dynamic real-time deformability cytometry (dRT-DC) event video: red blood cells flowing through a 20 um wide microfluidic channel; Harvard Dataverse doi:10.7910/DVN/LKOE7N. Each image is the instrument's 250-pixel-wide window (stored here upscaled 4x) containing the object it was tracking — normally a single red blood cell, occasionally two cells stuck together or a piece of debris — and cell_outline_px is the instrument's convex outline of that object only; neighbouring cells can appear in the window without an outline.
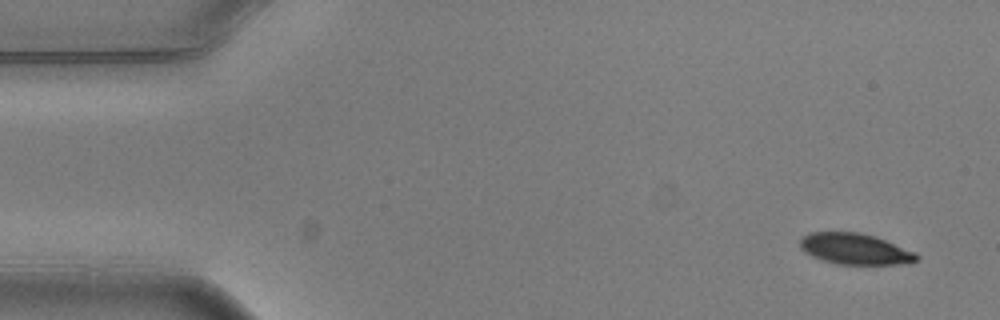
{"species": "common noctule bat (a hibernating species)", "species_latin": "Nyctalus noctula", "temperature_condition": "warm", "stored_images_in_passage": 4, "camera_frame_rate_fps": 3000, "um_per_image_px": 0.085, "animal": {"sex": "male", "body_mass_g": 20.5, "forearm_length_mm": 52.5}, "frame": {"image": 1, "passage_image": 1, "time_ms": 0.0, "image_size_px": [1000, 320], "cell_outline_px": [[920, 256], [916, 260], [900, 264], [840, 264], [824, 260], [812, 256], [804, 252], [800, 248], [800, 240], [808, 232], [860, 232], [876, 236], [916, 252]], "centroid_in_image_um": [72.68, 21.14], "position_along_channel_um": 12.3, "area_um2": 21.04}}
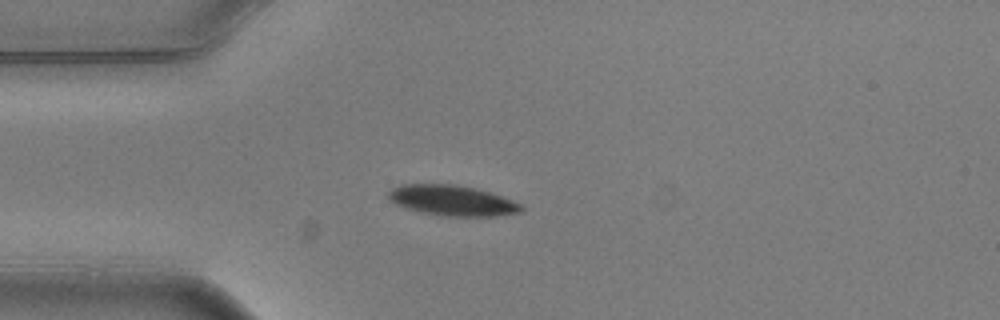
{"frame": {"image": 2, "passage_image": 4, "time_ms": 1.0, "image_size_px": [1000, 320], "cell_outline_px": [[524, 208], [520, 212], [492, 216], [440, 216], [420, 212], [396, 204], [388, 196], [388, 192], [392, 188], [400, 184], [456, 184], [476, 188], [524, 204]], "centroid_in_image_um": [38.45, 17.04], "position_along_channel_um": 46.6, "area_um2": 23.52}}